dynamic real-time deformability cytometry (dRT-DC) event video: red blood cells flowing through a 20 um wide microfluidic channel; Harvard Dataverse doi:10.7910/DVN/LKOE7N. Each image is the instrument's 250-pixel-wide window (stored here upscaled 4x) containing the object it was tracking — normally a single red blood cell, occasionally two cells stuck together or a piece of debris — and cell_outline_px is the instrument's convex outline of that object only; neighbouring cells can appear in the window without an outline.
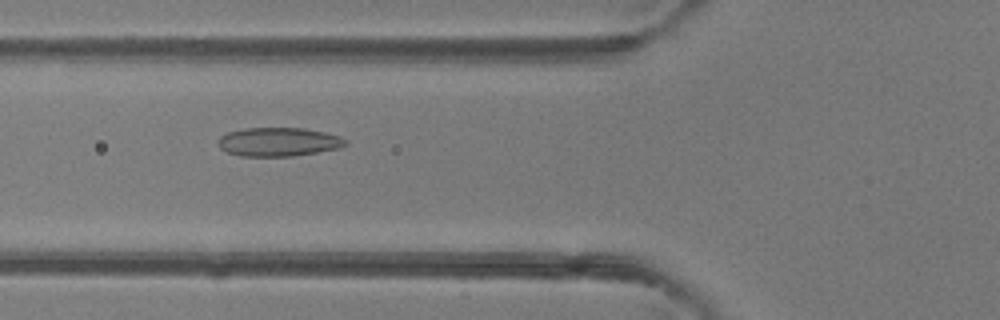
{"species": "common noctule bat (a hibernating species)", "species_latin": "Nyctalus noctula", "temperature_condition": "room temperature", "stored_images_in_passage": 29, "camera_frame_rate_fps": 3000, "um_per_image_px": 0.085, "animal": {"sex": "female"}, "frame": {"image": 1, "passage_image": 4, "time_ms": 1.0, "image_size_px": [1000, 320], "cell_outline_px": [[348, 144], [340, 148], [292, 156], [240, 156], [228, 152], [220, 148], [216, 144], [216, 140], [220, 136], [228, 132], [244, 128], [304, 128], [324, 132], [340, 136], [348, 140]], "centroid_in_image_um": [23.66, 12.06], "position_along_channel_um": 102.1, "area_um2": 21.5}}
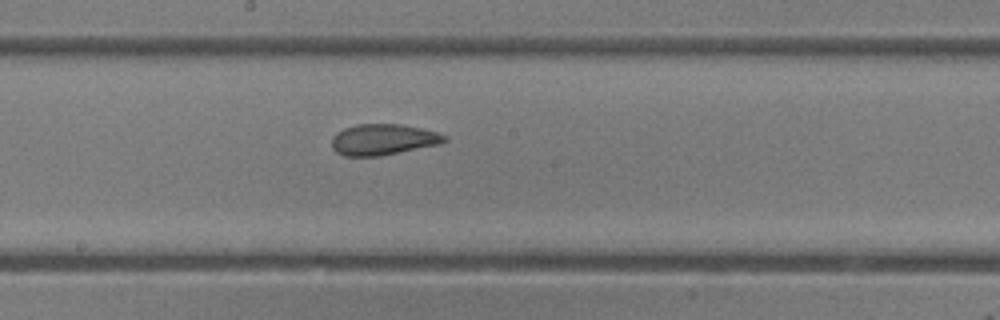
{"frame": {"image": 2, "passage_image": 12, "time_ms": 3.667, "image_size_px": [1000, 320], "cell_outline_px": [[448, 140], [440, 144], [380, 156], [344, 156], [336, 152], [332, 148], [332, 136], [336, 132], [344, 128], [356, 124], [400, 124], [420, 128], [436, 132], [448, 136]], "centroid_in_image_um": [32.55, 11.86], "position_along_channel_um": 215.6, "area_um2": 20.46}}
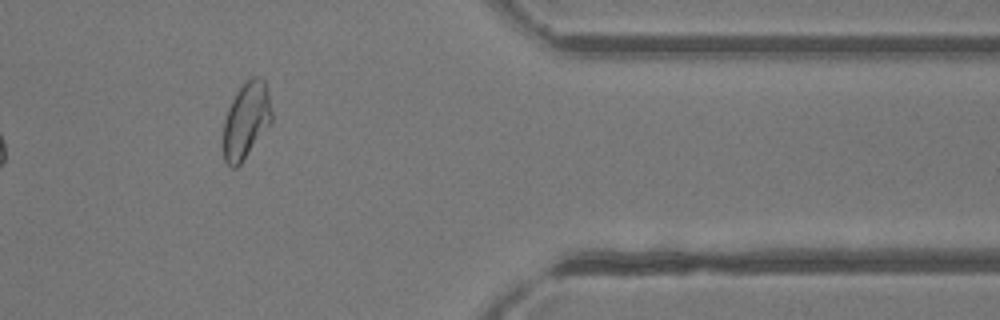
{"frame": {"image": 3, "passage_image": 26, "time_ms": 8.333, "image_size_px": [1000, 320], "cell_outline_px": [[272, 120], [240, 164], [236, 168], [232, 168], [224, 160], [224, 120], [228, 108], [236, 92], [244, 80], [252, 76], [264, 76], [268, 92], [272, 112]], "centroid_in_image_um": [20.93, 10.16], "position_along_channel_um": 390.5, "area_um2": 21.44}, "authors_computed_cell_mechanics": {"area_um2": 20.808, "velocity_mm_per_s": 4.2374, "shape_relaxation_time_tau1_ms": 4.1146, "shape_relaxation_time_tau2_ms": 1.5663, "deformation_change_tau1": 0.1121, "deformation_change_tau2": 0.0611}}